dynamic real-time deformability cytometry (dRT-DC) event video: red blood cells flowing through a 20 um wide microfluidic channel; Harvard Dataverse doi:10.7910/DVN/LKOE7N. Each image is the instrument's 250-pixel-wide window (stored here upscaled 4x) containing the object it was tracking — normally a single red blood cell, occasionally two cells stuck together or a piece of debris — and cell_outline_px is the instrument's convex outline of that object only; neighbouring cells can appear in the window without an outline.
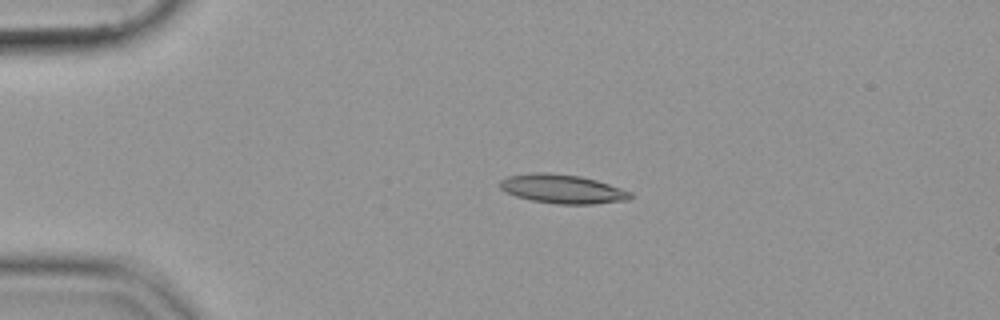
{"species": "common noctule bat (a hibernating species)", "species_latin": "Nyctalus noctula", "temperature_condition": "cold", "stored_images_in_passage": 43, "camera_frame_rate_fps": 3000, "um_per_image_px": 0.085, "animal": {"sex": "female", "body_mass_g": 19.9}, "frame": {"image": 1, "passage_image": 1, "time_ms": 0.0, "image_size_px": [1000, 320], "cell_outline_px": [[632, 196], [628, 200], [596, 204], [560, 204], [532, 200], [516, 196], [500, 188], [500, 180], [508, 176], [544, 172], [580, 176], [596, 180], [632, 192]], "centroid_in_image_um": [47.84, 16.07], "position_along_channel_um": 37.2, "area_um2": 21.68}}
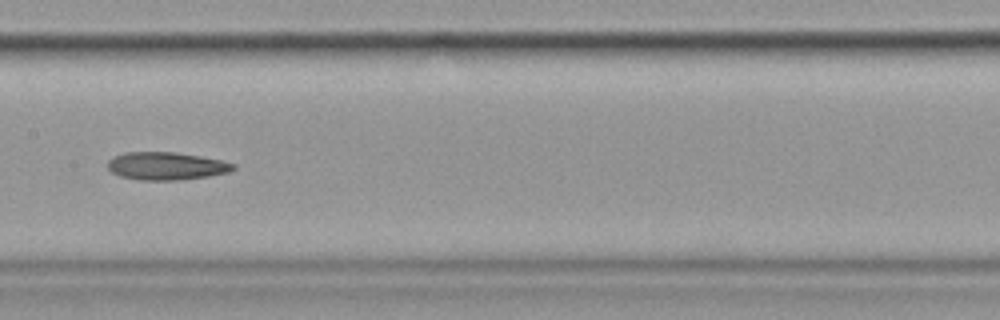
{"frame": {"image": 2, "passage_image": 17, "time_ms": 5.333, "image_size_px": [1000, 320], "cell_outline_px": [[236, 168], [228, 172], [208, 176], [180, 180], [140, 180], [120, 176], [112, 172], [108, 168], [108, 160], [112, 156], [124, 152], [172, 152], [200, 156], [220, 160], [236, 164]], "centroid_in_image_um": [14.11, 14.11], "position_along_channel_um": 193.3, "area_um2": 20.35}}
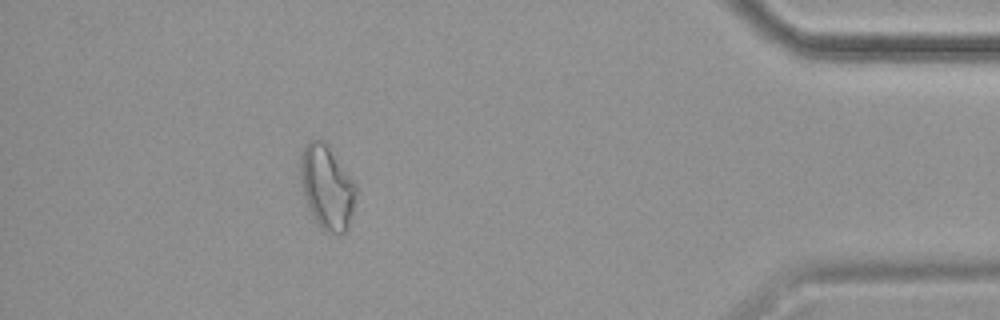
{"frame": {"image": 3, "passage_image": 38, "time_ms": 12.333, "image_size_px": [1000, 320], "cell_outline_px": [[356, 196], [348, 228], [340, 236], [336, 236], [324, 232], [320, 228], [308, 208], [304, 196], [300, 180], [300, 152], [308, 140], [320, 140], [328, 148], [356, 184]], "centroid_in_image_um": [27.76, 15.99], "position_along_channel_um": 407.4, "area_um2": 27.11}}